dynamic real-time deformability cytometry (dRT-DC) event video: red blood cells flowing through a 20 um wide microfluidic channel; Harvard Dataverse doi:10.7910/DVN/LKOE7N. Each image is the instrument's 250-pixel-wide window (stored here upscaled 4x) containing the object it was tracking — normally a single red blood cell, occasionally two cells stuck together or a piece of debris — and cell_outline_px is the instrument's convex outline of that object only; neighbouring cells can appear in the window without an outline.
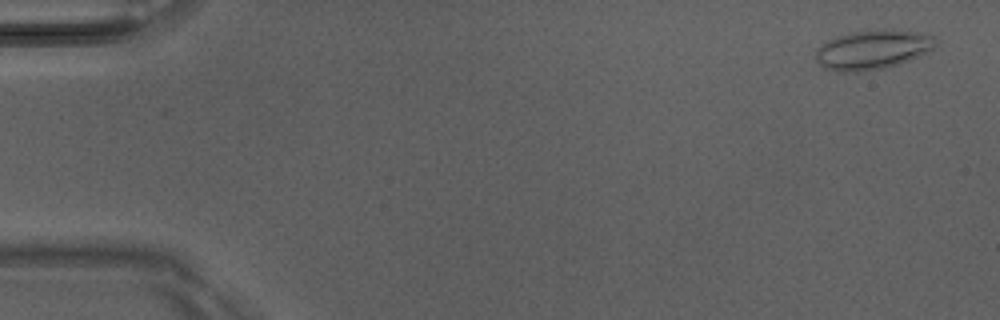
{"species": "Egyptian fruit bat (a non-hibernating species)", "species_latin": "Rousettus aegyptiacus", "temperature_condition": "room temperature", "stored_images_in_passage": 7, "camera_frame_rate_fps": 3000, "um_per_image_px": 0.085, "animal": {"sex": "male"}, "frame": {"image": 1, "passage_image": 1, "time_ms": 0.0, "image_size_px": [1000, 320], "cell_outline_px": [[936, 44], [932, 48], [908, 60], [884, 68], [860, 72], [840, 72], [824, 68], [816, 60], [816, 48], [828, 40], [836, 36], [852, 32], [884, 28], [916, 32], [932, 36], [936, 40]], "centroid_in_image_um": [74.11, 4.21], "position_along_channel_um": 10.9, "area_um2": 27.28}}